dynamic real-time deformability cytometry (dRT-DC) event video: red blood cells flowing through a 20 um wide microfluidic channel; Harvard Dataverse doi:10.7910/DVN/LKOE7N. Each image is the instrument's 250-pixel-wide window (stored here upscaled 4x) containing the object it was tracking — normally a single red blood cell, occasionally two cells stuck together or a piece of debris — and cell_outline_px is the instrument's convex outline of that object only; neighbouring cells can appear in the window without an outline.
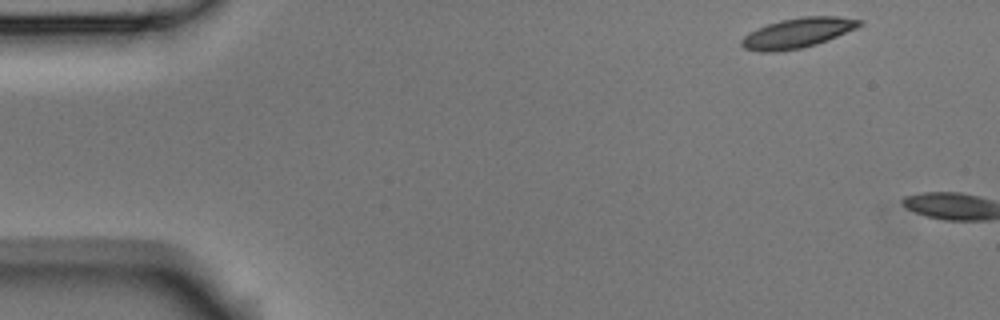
{"species": "Egyptian fruit bat (a non-hibernating species)", "species_latin": "Rousettus aegyptiacus", "temperature_condition": "room temperature", "stored_images_in_passage": 2, "camera_frame_rate_fps": 3000, "um_per_image_px": 0.085, "animal": {"sex": "male"}, "frame": {"image": 1, "passage_image": 1, "time_ms": 0.0, "image_size_px": [1000, 320], "cell_outline_px": [[864, 24], [856, 28], [828, 40], [816, 44], [800, 48], [776, 52], [760, 52], [744, 48], [740, 44], [740, 40], [748, 32], [756, 28], [780, 20], [804, 16], [836, 16], [864, 20]], "centroid_in_image_um": [67.79, 2.79], "position_along_channel_um": 17.2, "area_um2": 20.69}}